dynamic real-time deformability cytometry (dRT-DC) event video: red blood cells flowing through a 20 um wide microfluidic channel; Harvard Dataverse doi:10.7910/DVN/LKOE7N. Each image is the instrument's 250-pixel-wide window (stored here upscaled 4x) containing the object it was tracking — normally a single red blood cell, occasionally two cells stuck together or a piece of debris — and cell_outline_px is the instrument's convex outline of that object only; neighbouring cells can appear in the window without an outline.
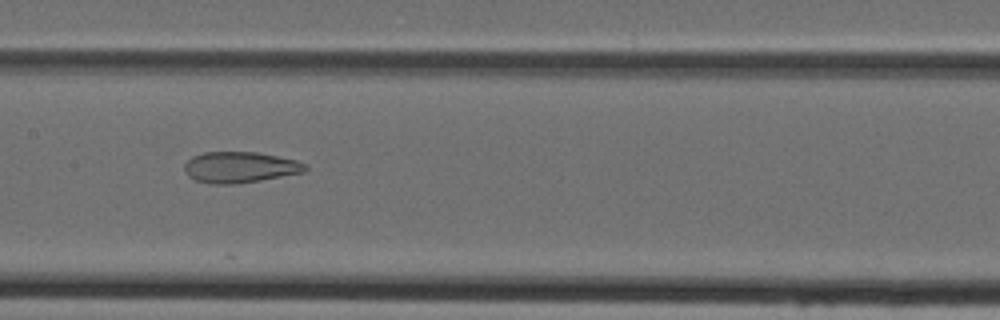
{"species": "Egyptian fruit bat (a non-hibernating species)", "species_latin": "Rousettus aegyptiacus", "temperature_condition": "cold", "stored_images_in_passage": 48, "camera_frame_rate_fps": 3000, "um_per_image_px": 0.085, "animal": {"sex": "female"}, "frame": {"image": 1, "passage_image": 24, "time_ms": 7.667, "image_size_px": [1000, 320], "cell_outline_px": [[308, 168], [304, 172], [260, 180], [236, 184], [208, 184], [196, 180], [188, 176], [184, 172], [184, 164], [192, 156], [204, 152], [256, 152], [296, 160], [308, 164]], "centroid_in_image_um": [20.37, 14.22], "position_along_channel_um": 187.0, "area_um2": 21.91}}
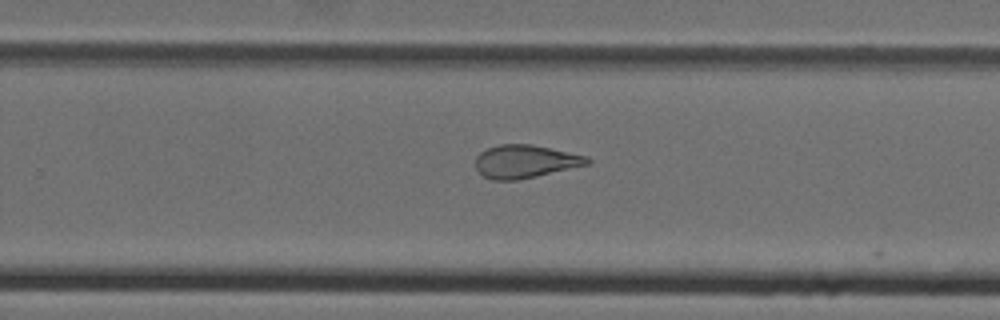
{"frame": {"image": 2, "passage_image": 31, "time_ms": 10.0, "image_size_px": [1000, 320], "cell_outline_px": [[592, 164], [536, 176], [516, 180], [492, 180], [484, 176], [476, 168], [476, 156], [480, 152], [488, 148], [500, 144], [532, 144], [588, 156], [592, 160]], "centroid_in_image_um": [44.68, 13.72], "position_along_channel_um": 285.1, "area_um2": 21.62}}
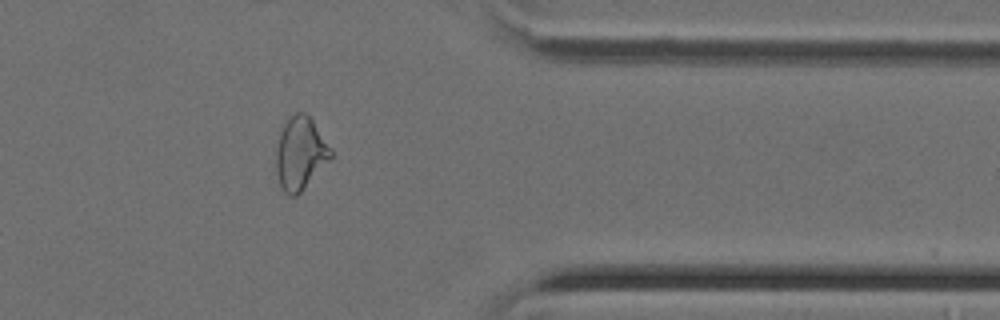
{"frame": {"image": 3, "passage_image": 39, "time_ms": 12.667, "image_size_px": [1000, 320], "cell_outline_px": [[332, 156], [300, 192], [296, 196], [288, 196], [284, 192], [280, 184], [276, 172], [276, 148], [280, 132], [284, 124], [296, 112], [304, 112], [312, 120], [332, 148]], "centroid_in_image_um": [25.51, 13.03], "position_along_channel_um": 385.9, "area_um2": 22.83}}